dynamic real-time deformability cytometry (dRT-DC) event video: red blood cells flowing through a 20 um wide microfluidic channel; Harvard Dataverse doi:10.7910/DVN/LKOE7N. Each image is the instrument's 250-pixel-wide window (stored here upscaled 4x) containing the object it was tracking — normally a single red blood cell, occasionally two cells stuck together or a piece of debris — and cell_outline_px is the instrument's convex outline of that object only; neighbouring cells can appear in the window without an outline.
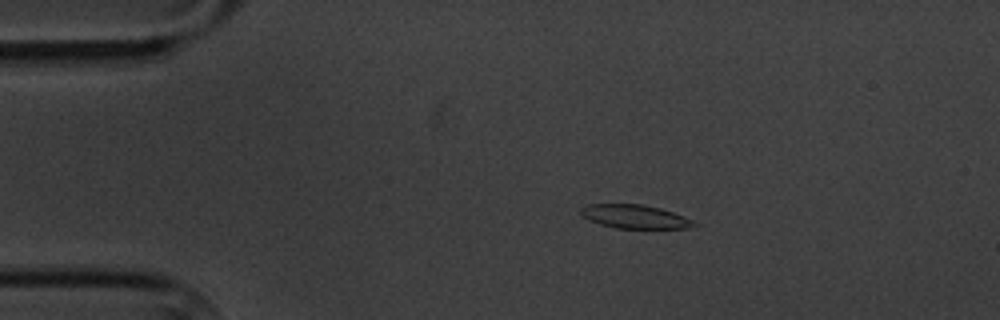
{"species": "common noctule bat (a hibernating species)", "species_latin": "Nyctalus noctula", "temperature_condition": "cold", "stored_images_in_passage": 6, "camera_frame_rate_fps": 3000, "um_per_image_px": 0.085, "animal": {"sex": "male", "body_mass_g": 20.1, "forearm_length_mm": 53.5}, "frame": {"image": 1, "passage_image": 4, "time_ms": 3.667, "image_size_px": [1000, 320], "cell_outline_px": [[696, 224], [688, 228], [616, 228], [600, 224], [588, 220], [580, 212], [580, 208], [588, 204], [640, 204], [660, 208], [684, 216], [692, 220]], "centroid_in_image_um": [53.92, 18.4], "position_along_channel_um": 31.1, "area_um2": 15.43}}